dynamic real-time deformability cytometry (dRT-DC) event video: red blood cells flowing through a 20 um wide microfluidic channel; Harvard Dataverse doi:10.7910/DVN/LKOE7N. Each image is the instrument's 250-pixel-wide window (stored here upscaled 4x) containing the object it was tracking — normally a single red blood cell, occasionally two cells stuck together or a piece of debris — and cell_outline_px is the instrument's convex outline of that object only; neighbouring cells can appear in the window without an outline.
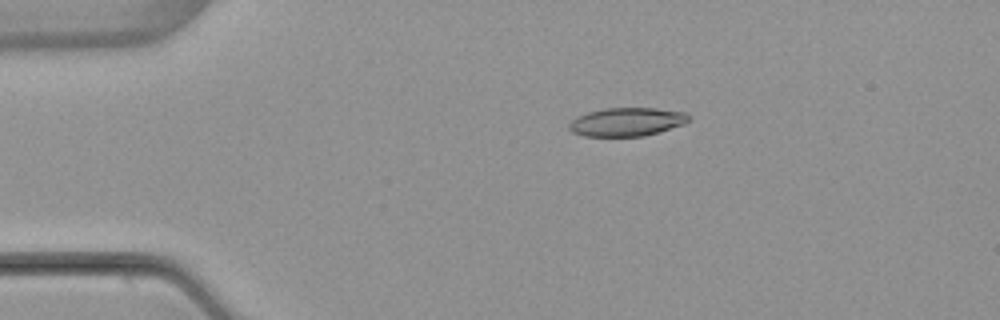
{"species": "common noctule bat (a hibernating species)", "species_latin": "Nyctalus noctula", "temperature_condition": "warm", "stored_images_in_passage": 5, "camera_frame_rate_fps": 3000, "um_per_image_px": 0.085, "animal": {"sex": "female", "body_mass_g": 22.7, "forearm_length_mm": 54.2}, "frame": {"image": 1, "passage_image": 3, "time_ms": 2.667, "image_size_px": [1000, 320], "cell_outline_px": [[688, 120], [684, 124], [644, 136], [584, 136], [572, 132], [568, 128], [568, 124], [576, 116], [588, 112], [604, 108], [656, 108], [688, 112]], "centroid_in_image_um": [53.25, 10.35], "position_along_channel_um": 31.7, "area_um2": 19.88}}
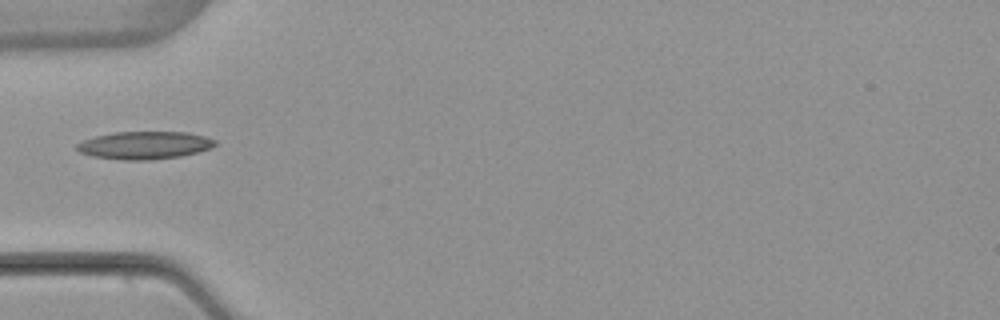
{"frame": {"image": 2, "passage_image": 5, "time_ms": 5.0, "image_size_px": [1000, 320], "cell_outline_px": [[216, 144], [212, 148], [180, 156], [152, 160], [120, 160], [92, 156], [80, 152], [76, 148], [76, 144], [84, 140], [96, 136], [112, 132], [188, 132], [204, 136], [216, 140]], "centroid_in_image_um": [12.28, 12.35], "position_along_channel_um": 72.7, "area_um2": 22.37}}